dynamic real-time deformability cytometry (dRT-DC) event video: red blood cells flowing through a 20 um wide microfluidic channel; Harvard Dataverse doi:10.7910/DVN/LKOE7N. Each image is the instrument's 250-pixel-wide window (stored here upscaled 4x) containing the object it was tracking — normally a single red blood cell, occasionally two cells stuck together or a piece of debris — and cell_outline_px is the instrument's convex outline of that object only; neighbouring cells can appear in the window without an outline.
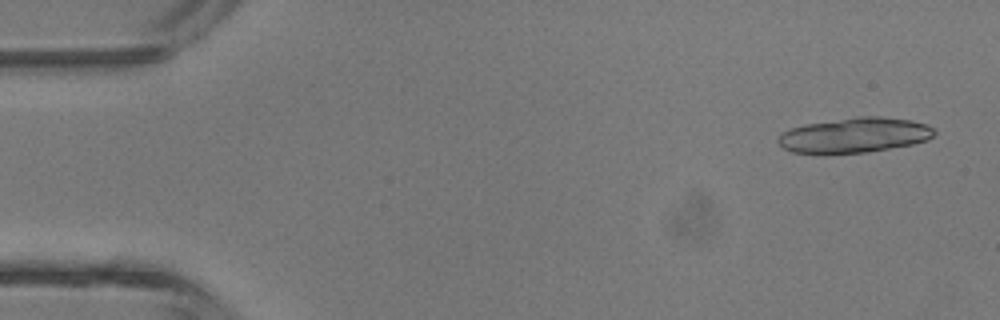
{"species": "common noctule bat (a hibernating species)", "species_latin": "Nyctalus noctula", "temperature_condition": "room temperature", "stored_images_in_passage": 4, "camera_frame_rate_fps": 3000, "um_per_image_px": 0.085, "animal": {"sex": "male", "body_mass_g": 13.3}, "frame": {"image": 1, "passage_image": 1, "time_ms": 0.0, "image_size_px": [1000, 320], "cell_outline_px": [[936, 132], [928, 140], [912, 144], [868, 152], [792, 152], [784, 148], [776, 140], [784, 132], [792, 128], [804, 124], [860, 116], [876, 116], [912, 120], [924, 124], [932, 128]], "centroid_in_image_um": [72.66, 11.47], "position_along_channel_um": 12.3, "area_um2": 31.21}}